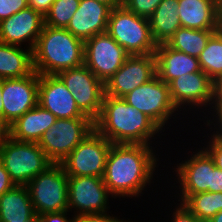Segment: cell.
Masks as SVG:
<instances>
[{
	"mask_svg": "<svg viewBox=\"0 0 222 222\" xmlns=\"http://www.w3.org/2000/svg\"><path fill=\"white\" fill-rule=\"evenodd\" d=\"M39 74L33 71L20 78L4 79L3 121L9 126L38 104Z\"/></svg>",
	"mask_w": 222,
	"mask_h": 222,
	"instance_id": "obj_15",
	"label": "cell"
},
{
	"mask_svg": "<svg viewBox=\"0 0 222 222\" xmlns=\"http://www.w3.org/2000/svg\"><path fill=\"white\" fill-rule=\"evenodd\" d=\"M33 71L31 49L0 42V78L26 77Z\"/></svg>",
	"mask_w": 222,
	"mask_h": 222,
	"instance_id": "obj_25",
	"label": "cell"
},
{
	"mask_svg": "<svg viewBox=\"0 0 222 222\" xmlns=\"http://www.w3.org/2000/svg\"><path fill=\"white\" fill-rule=\"evenodd\" d=\"M129 56L107 32L84 41V65L104 83L120 69Z\"/></svg>",
	"mask_w": 222,
	"mask_h": 222,
	"instance_id": "obj_11",
	"label": "cell"
},
{
	"mask_svg": "<svg viewBox=\"0 0 222 222\" xmlns=\"http://www.w3.org/2000/svg\"><path fill=\"white\" fill-rule=\"evenodd\" d=\"M110 195L103 178L68 176V210L76 216L107 212Z\"/></svg>",
	"mask_w": 222,
	"mask_h": 222,
	"instance_id": "obj_12",
	"label": "cell"
},
{
	"mask_svg": "<svg viewBox=\"0 0 222 222\" xmlns=\"http://www.w3.org/2000/svg\"><path fill=\"white\" fill-rule=\"evenodd\" d=\"M27 7L28 0H0V21Z\"/></svg>",
	"mask_w": 222,
	"mask_h": 222,
	"instance_id": "obj_31",
	"label": "cell"
},
{
	"mask_svg": "<svg viewBox=\"0 0 222 222\" xmlns=\"http://www.w3.org/2000/svg\"><path fill=\"white\" fill-rule=\"evenodd\" d=\"M214 109V110H212ZM212 109L210 111H213L214 113H211L213 114L214 118L213 120L210 122L211 118L209 120H206V124H207V127L210 125H212L213 122H215L213 125L214 127L217 125L218 126V129L216 131H214L211 136L217 140H219L221 137H222V107H212ZM216 113V114H215ZM216 120V121H215ZM211 123V124H210ZM216 124V125H215ZM219 124V125H218Z\"/></svg>",
	"mask_w": 222,
	"mask_h": 222,
	"instance_id": "obj_35",
	"label": "cell"
},
{
	"mask_svg": "<svg viewBox=\"0 0 222 222\" xmlns=\"http://www.w3.org/2000/svg\"><path fill=\"white\" fill-rule=\"evenodd\" d=\"M38 104L57 119L89 118L79 110L73 95L57 75H39Z\"/></svg>",
	"mask_w": 222,
	"mask_h": 222,
	"instance_id": "obj_17",
	"label": "cell"
},
{
	"mask_svg": "<svg viewBox=\"0 0 222 222\" xmlns=\"http://www.w3.org/2000/svg\"><path fill=\"white\" fill-rule=\"evenodd\" d=\"M155 57L157 76L167 84L177 77L201 70L197 57L172 49L167 43L157 45Z\"/></svg>",
	"mask_w": 222,
	"mask_h": 222,
	"instance_id": "obj_21",
	"label": "cell"
},
{
	"mask_svg": "<svg viewBox=\"0 0 222 222\" xmlns=\"http://www.w3.org/2000/svg\"><path fill=\"white\" fill-rule=\"evenodd\" d=\"M218 30H198L180 27L166 42L172 49L199 57L209 38Z\"/></svg>",
	"mask_w": 222,
	"mask_h": 222,
	"instance_id": "obj_26",
	"label": "cell"
},
{
	"mask_svg": "<svg viewBox=\"0 0 222 222\" xmlns=\"http://www.w3.org/2000/svg\"><path fill=\"white\" fill-rule=\"evenodd\" d=\"M55 0H28L29 7L40 13L43 17L48 13Z\"/></svg>",
	"mask_w": 222,
	"mask_h": 222,
	"instance_id": "obj_37",
	"label": "cell"
},
{
	"mask_svg": "<svg viewBox=\"0 0 222 222\" xmlns=\"http://www.w3.org/2000/svg\"><path fill=\"white\" fill-rule=\"evenodd\" d=\"M57 76L73 95L79 110L95 121L101 112L105 83L84 64L61 71Z\"/></svg>",
	"mask_w": 222,
	"mask_h": 222,
	"instance_id": "obj_9",
	"label": "cell"
},
{
	"mask_svg": "<svg viewBox=\"0 0 222 222\" xmlns=\"http://www.w3.org/2000/svg\"><path fill=\"white\" fill-rule=\"evenodd\" d=\"M156 156L150 145L112 144L103 175L111 196L132 198L143 194L158 167Z\"/></svg>",
	"mask_w": 222,
	"mask_h": 222,
	"instance_id": "obj_1",
	"label": "cell"
},
{
	"mask_svg": "<svg viewBox=\"0 0 222 222\" xmlns=\"http://www.w3.org/2000/svg\"><path fill=\"white\" fill-rule=\"evenodd\" d=\"M15 184L11 181L9 173L0 161V196L8 190H11Z\"/></svg>",
	"mask_w": 222,
	"mask_h": 222,
	"instance_id": "obj_38",
	"label": "cell"
},
{
	"mask_svg": "<svg viewBox=\"0 0 222 222\" xmlns=\"http://www.w3.org/2000/svg\"><path fill=\"white\" fill-rule=\"evenodd\" d=\"M9 137V126L0 118V148Z\"/></svg>",
	"mask_w": 222,
	"mask_h": 222,
	"instance_id": "obj_41",
	"label": "cell"
},
{
	"mask_svg": "<svg viewBox=\"0 0 222 222\" xmlns=\"http://www.w3.org/2000/svg\"><path fill=\"white\" fill-rule=\"evenodd\" d=\"M180 204V205H179ZM171 222H201L183 203H178Z\"/></svg>",
	"mask_w": 222,
	"mask_h": 222,
	"instance_id": "obj_34",
	"label": "cell"
},
{
	"mask_svg": "<svg viewBox=\"0 0 222 222\" xmlns=\"http://www.w3.org/2000/svg\"><path fill=\"white\" fill-rule=\"evenodd\" d=\"M0 161L16 186H26L52 162L35 142H22L10 136L0 148Z\"/></svg>",
	"mask_w": 222,
	"mask_h": 222,
	"instance_id": "obj_5",
	"label": "cell"
},
{
	"mask_svg": "<svg viewBox=\"0 0 222 222\" xmlns=\"http://www.w3.org/2000/svg\"><path fill=\"white\" fill-rule=\"evenodd\" d=\"M99 3L108 5L111 9L122 5V0H95Z\"/></svg>",
	"mask_w": 222,
	"mask_h": 222,
	"instance_id": "obj_42",
	"label": "cell"
},
{
	"mask_svg": "<svg viewBox=\"0 0 222 222\" xmlns=\"http://www.w3.org/2000/svg\"><path fill=\"white\" fill-rule=\"evenodd\" d=\"M201 71L214 83L222 78V32L216 31L198 57Z\"/></svg>",
	"mask_w": 222,
	"mask_h": 222,
	"instance_id": "obj_27",
	"label": "cell"
},
{
	"mask_svg": "<svg viewBox=\"0 0 222 222\" xmlns=\"http://www.w3.org/2000/svg\"><path fill=\"white\" fill-rule=\"evenodd\" d=\"M111 145L94 129L61 162L66 174L103 178Z\"/></svg>",
	"mask_w": 222,
	"mask_h": 222,
	"instance_id": "obj_10",
	"label": "cell"
},
{
	"mask_svg": "<svg viewBox=\"0 0 222 222\" xmlns=\"http://www.w3.org/2000/svg\"><path fill=\"white\" fill-rule=\"evenodd\" d=\"M162 0H122V5L137 16L149 18Z\"/></svg>",
	"mask_w": 222,
	"mask_h": 222,
	"instance_id": "obj_30",
	"label": "cell"
},
{
	"mask_svg": "<svg viewBox=\"0 0 222 222\" xmlns=\"http://www.w3.org/2000/svg\"><path fill=\"white\" fill-rule=\"evenodd\" d=\"M4 79L0 78V118L3 120V100H2V89Z\"/></svg>",
	"mask_w": 222,
	"mask_h": 222,
	"instance_id": "obj_43",
	"label": "cell"
},
{
	"mask_svg": "<svg viewBox=\"0 0 222 222\" xmlns=\"http://www.w3.org/2000/svg\"><path fill=\"white\" fill-rule=\"evenodd\" d=\"M212 192H222V170L217 167L212 171Z\"/></svg>",
	"mask_w": 222,
	"mask_h": 222,
	"instance_id": "obj_39",
	"label": "cell"
},
{
	"mask_svg": "<svg viewBox=\"0 0 222 222\" xmlns=\"http://www.w3.org/2000/svg\"><path fill=\"white\" fill-rule=\"evenodd\" d=\"M215 167L214 160L204 148L177 164L175 172L181 189L178 201L183 203L192 194L212 192V171Z\"/></svg>",
	"mask_w": 222,
	"mask_h": 222,
	"instance_id": "obj_16",
	"label": "cell"
},
{
	"mask_svg": "<svg viewBox=\"0 0 222 222\" xmlns=\"http://www.w3.org/2000/svg\"><path fill=\"white\" fill-rule=\"evenodd\" d=\"M208 222H222V211L218 212L213 218Z\"/></svg>",
	"mask_w": 222,
	"mask_h": 222,
	"instance_id": "obj_44",
	"label": "cell"
},
{
	"mask_svg": "<svg viewBox=\"0 0 222 222\" xmlns=\"http://www.w3.org/2000/svg\"><path fill=\"white\" fill-rule=\"evenodd\" d=\"M157 75L155 54L130 55L105 83V95L123 98Z\"/></svg>",
	"mask_w": 222,
	"mask_h": 222,
	"instance_id": "obj_14",
	"label": "cell"
},
{
	"mask_svg": "<svg viewBox=\"0 0 222 222\" xmlns=\"http://www.w3.org/2000/svg\"><path fill=\"white\" fill-rule=\"evenodd\" d=\"M212 107H222V78L215 83V101Z\"/></svg>",
	"mask_w": 222,
	"mask_h": 222,
	"instance_id": "obj_40",
	"label": "cell"
},
{
	"mask_svg": "<svg viewBox=\"0 0 222 222\" xmlns=\"http://www.w3.org/2000/svg\"><path fill=\"white\" fill-rule=\"evenodd\" d=\"M71 222H131L123 219H118L117 216H110L107 212L92 213L85 215H74Z\"/></svg>",
	"mask_w": 222,
	"mask_h": 222,
	"instance_id": "obj_32",
	"label": "cell"
},
{
	"mask_svg": "<svg viewBox=\"0 0 222 222\" xmlns=\"http://www.w3.org/2000/svg\"><path fill=\"white\" fill-rule=\"evenodd\" d=\"M33 69L39 75L59 72L84 64V41L67 29L43 26L32 50Z\"/></svg>",
	"mask_w": 222,
	"mask_h": 222,
	"instance_id": "obj_3",
	"label": "cell"
},
{
	"mask_svg": "<svg viewBox=\"0 0 222 222\" xmlns=\"http://www.w3.org/2000/svg\"><path fill=\"white\" fill-rule=\"evenodd\" d=\"M123 99L140 112L150 118L162 131L175 111L179 112L173 104L169 84L162 81L157 75L150 81L130 91Z\"/></svg>",
	"mask_w": 222,
	"mask_h": 222,
	"instance_id": "obj_8",
	"label": "cell"
},
{
	"mask_svg": "<svg viewBox=\"0 0 222 222\" xmlns=\"http://www.w3.org/2000/svg\"><path fill=\"white\" fill-rule=\"evenodd\" d=\"M23 222H42L40 215H35L33 218L29 220H24Z\"/></svg>",
	"mask_w": 222,
	"mask_h": 222,
	"instance_id": "obj_45",
	"label": "cell"
},
{
	"mask_svg": "<svg viewBox=\"0 0 222 222\" xmlns=\"http://www.w3.org/2000/svg\"><path fill=\"white\" fill-rule=\"evenodd\" d=\"M211 139V140H210ZM207 147H203L214 160L215 166L222 170V142L210 137Z\"/></svg>",
	"mask_w": 222,
	"mask_h": 222,
	"instance_id": "obj_33",
	"label": "cell"
},
{
	"mask_svg": "<svg viewBox=\"0 0 222 222\" xmlns=\"http://www.w3.org/2000/svg\"><path fill=\"white\" fill-rule=\"evenodd\" d=\"M44 26V17L33 8L27 7L0 21V42L22 47L29 42L33 50Z\"/></svg>",
	"mask_w": 222,
	"mask_h": 222,
	"instance_id": "obj_18",
	"label": "cell"
},
{
	"mask_svg": "<svg viewBox=\"0 0 222 222\" xmlns=\"http://www.w3.org/2000/svg\"><path fill=\"white\" fill-rule=\"evenodd\" d=\"M169 90L178 111L184 106L211 109L215 101V83L201 70L175 78L169 83Z\"/></svg>",
	"mask_w": 222,
	"mask_h": 222,
	"instance_id": "obj_13",
	"label": "cell"
},
{
	"mask_svg": "<svg viewBox=\"0 0 222 222\" xmlns=\"http://www.w3.org/2000/svg\"><path fill=\"white\" fill-rule=\"evenodd\" d=\"M178 0H162L148 18L154 41L166 43L181 27L178 17Z\"/></svg>",
	"mask_w": 222,
	"mask_h": 222,
	"instance_id": "obj_24",
	"label": "cell"
},
{
	"mask_svg": "<svg viewBox=\"0 0 222 222\" xmlns=\"http://www.w3.org/2000/svg\"><path fill=\"white\" fill-rule=\"evenodd\" d=\"M183 204L201 221L208 222L222 211V192H201L190 195Z\"/></svg>",
	"mask_w": 222,
	"mask_h": 222,
	"instance_id": "obj_28",
	"label": "cell"
},
{
	"mask_svg": "<svg viewBox=\"0 0 222 222\" xmlns=\"http://www.w3.org/2000/svg\"><path fill=\"white\" fill-rule=\"evenodd\" d=\"M111 8L95 0H80V4L66 29L75 37L86 41L107 32Z\"/></svg>",
	"mask_w": 222,
	"mask_h": 222,
	"instance_id": "obj_19",
	"label": "cell"
},
{
	"mask_svg": "<svg viewBox=\"0 0 222 222\" xmlns=\"http://www.w3.org/2000/svg\"><path fill=\"white\" fill-rule=\"evenodd\" d=\"M36 215L26 186H14L0 196V222H23Z\"/></svg>",
	"mask_w": 222,
	"mask_h": 222,
	"instance_id": "obj_23",
	"label": "cell"
},
{
	"mask_svg": "<svg viewBox=\"0 0 222 222\" xmlns=\"http://www.w3.org/2000/svg\"><path fill=\"white\" fill-rule=\"evenodd\" d=\"M67 212H70V211L66 210V211H60V212L44 213V214H41L40 217L42 219V222H71L72 219L66 216V215H69L67 214Z\"/></svg>",
	"mask_w": 222,
	"mask_h": 222,
	"instance_id": "obj_36",
	"label": "cell"
},
{
	"mask_svg": "<svg viewBox=\"0 0 222 222\" xmlns=\"http://www.w3.org/2000/svg\"><path fill=\"white\" fill-rule=\"evenodd\" d=\"M93 130L90 118L56 119L38 144L52 163H61Z\"/></svg>",
	"mask_w": 222,
	"mask_h": 222,
	"instance_id": "obj_7",
	"label": "cell"
},
{
	"mask_svg": "<svg viewBox=\"0 0 222 222\" xmlns=\"http://www.w3.org/2000/svg\"><path fill=\"white\" fill-rule=\"evenodd\" d=\"M56 119L50 111L37 104L9 125V136L17 141L38 143Z\"/></svg>",
	"mask_w": 222,
	"mask_h": 222,
	"instance_id": "obj_22",
	"label": "cell"
},
{
	"mask_svg": "<svg viewBox=\"0 0 222 222\" xmlns=\"http://www.w3.org/2000/svg\"><path fill=\"white\" fill-rule=\"evenodd\" d=\"M220 16H221V20H222V0H220Z\"/></svg>",
	"mask_w": 222,
	"mask_h": 222,
	"instance_id": "obj_46",
	"label": "cell"
},
{
	"mask_svg": "<svg viewBox=\"0 0 222 222\" xmlns=\"http://www.w3.org/2000/svg\"><path fill=\"white\" fill-rule=\"evenodd\" d=\"M79 4L80 0H55L44 16V25L66 29Z\"/></svg>",
	"mask_w": 222,
	"mask_h": 222,
	"instance_id": "obj_29",
	"label": "cell"
},
{
	"mask_svg": "<svg viewBox=\"0 0 222 222\" xmlns=\"http://www.w3.org/2000/svg\"><path fill=\"white\" fill-rule=\"evenodd\" d=\"M26 187L36 215L68 210V175L61 163H52Z\"/></svg>",
	"mask_w": 222,
	"mask_h": 222,
	"instance_id": "obj_6",
	"label": "cell"
},
{
	"mask_svg": "<svg viewBox=\"0 0 222 222\" xmlns=\"http://www.w3.org/2000/svg\"><path fill=\"white\" fill-rule=\"evenodd\" d=\"M181 27L198 30H220V0H178Z\"/></svg>",
	"mask_w": 222,
	"mask_h": 222,
	"instance_id": "obj_20",
	"label": "cell"
},
{
	"mask_svg": "<svg viewBox=\"0 0 222 222\" xmlns=\"http://www.w3.org/2000/svg\"><path fill=\"white\" fill-rule=\"evenodd\" d=\"M94 129L112 144L151 145L161 129L123 98L105 95ZM151 140V141H150Z\"/></svg>",
	"mask_w": 222,
	"mask_h": 222,
	"instance_id": "obj_2",
	"label": "cell"
},
{
	"mask_svg": "<svg viewBox=\"0 0 222 222\" xmlns=\"http://www.w3.org/2000/svg\"><path fill=\"white\" fill-rule=\"evenodd\" d=\"M107 33L130 55L155 54L149 20L128 11L123 5L111 9Z\"/></svg>",
	"mask_w": 222,
	"mask_h": 222,
	"instance_id": "obj_4",
	"label": "cell"
}]
</instances>
